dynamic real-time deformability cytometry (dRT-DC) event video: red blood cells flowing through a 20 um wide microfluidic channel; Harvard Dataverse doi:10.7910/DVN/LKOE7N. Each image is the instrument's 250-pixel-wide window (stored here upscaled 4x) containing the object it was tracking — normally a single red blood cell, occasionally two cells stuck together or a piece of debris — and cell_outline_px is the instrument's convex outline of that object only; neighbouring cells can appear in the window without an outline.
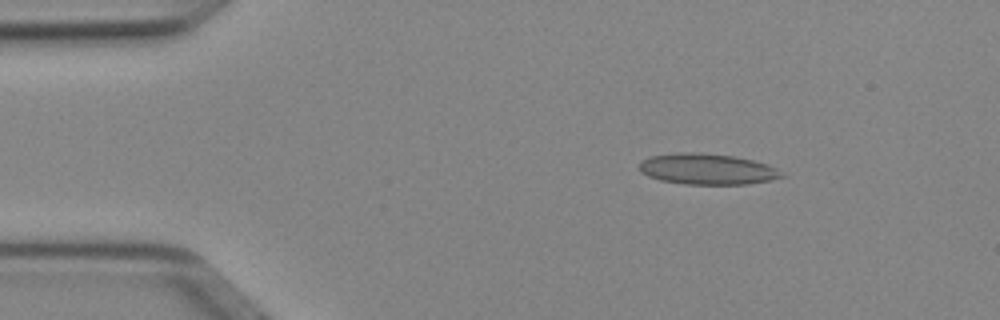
{"species": "Egyptian fruit bat (a non-hibernating species)", "species_latin": "Rousettus aegyptiacus", "temperature_condition": "cold", "stored_images_in_passage": 46, "camera_frame_rate_fps": 3000, "um_per_image_px": 0.085, "animal": {"sex": "female"}, "frame": {"image": 1, "passage_image": 4, "time_ms": 1.0, "image_size_px": [1000, 320], "cell_outline_px": [[784, 176], [768, 180], [744, 184], [684, 184], [660, 180], [648, 176], [640, 172], [640, 160], [648, 156], [676, 152], [692, 152], [732, 156], [752, 160], [768, 164], [776, 168]], "centroid_in_image_um": [60.04, 14.36], "position_along_channel_um": 25.0, "area_um2": 25.49}}
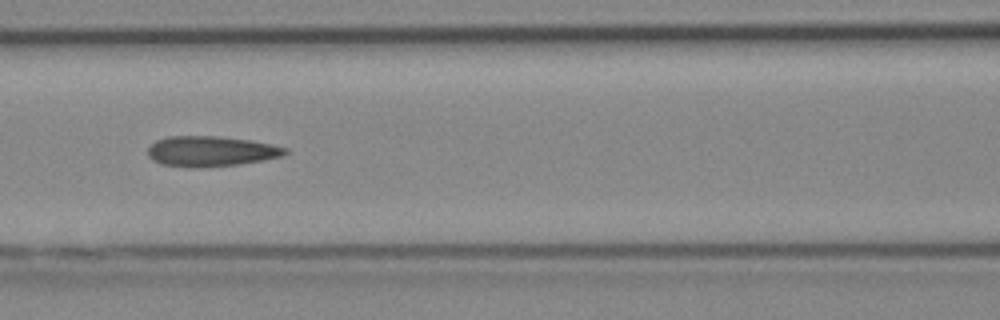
{"frame": {"image": 2, "passage_image": 18, "time_ms": 5.667, "image_size_px": [1000, 320], "cell_outline_px": [[288, 152], [284, 156], [264, 160], [240, 164], [192, 168], [188, 168], [160, 164], [152, 160], [148, 156], [148, 148], [156, 140], [168, 136], [220, 136], [248, 140], [272, 144], [288, 148]], "centroid_in_image_um": [17.93, 12.86], "position_along_channel_um": 148.7, "area_um2": 24.51}}
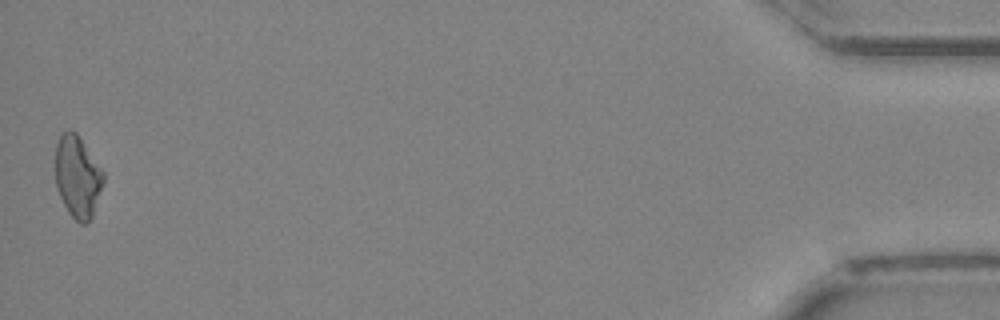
{"frame": {"image": 3, "passage_image": 46, "time_ms": 15.0, "image_size_px": [1000, 320], "cell_outline_px": [[104, 180], [92, 216], [84, 224], [80, 224], [68, 212], [56, 188], [56, 144], [60, 136], [68, 128], [76, 132], [104, 172]], "centroid_in_image_um": [6.59, 15.0], "position_along_channel_um": 428.6, "area_um2": 22.66}, "authors_computed_cell_mechanics": {"area_um2": 23.6402, "velocity_mm_per_s": 4.0283, "shape_relaxation_time_tau1_ms": 9.2076, "shape_relaxation_time_tau2_ms": 2.925, "deformation_change_tau1": 0.1833, "deformation_change_tau2": 0.1062}}